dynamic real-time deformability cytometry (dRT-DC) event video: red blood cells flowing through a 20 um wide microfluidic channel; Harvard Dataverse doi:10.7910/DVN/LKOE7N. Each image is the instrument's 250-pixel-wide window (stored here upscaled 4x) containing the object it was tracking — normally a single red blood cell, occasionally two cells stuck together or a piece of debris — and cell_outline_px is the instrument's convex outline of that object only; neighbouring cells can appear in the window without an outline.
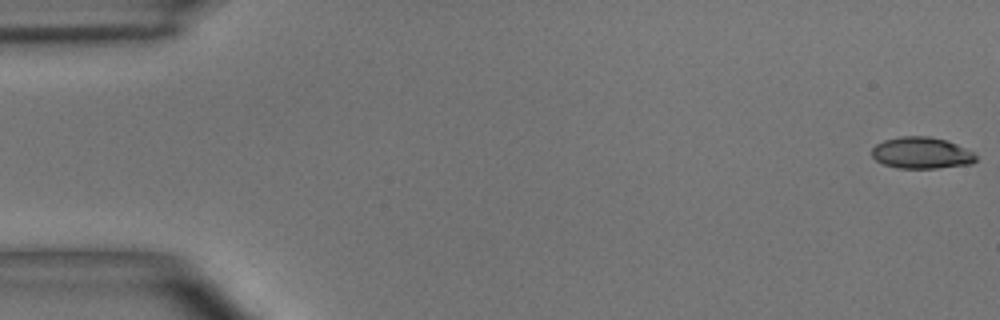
{"species": "common noctule bat (a hibernating species)", "species_latin": "Nyctalus noctula", "temperature_condition": "room temperature", "stored_images_in_passage": 55, "camera_frame_rate_fps": 3000, "um_per_image_px": 0.085, "animal": {"sex": "male", "body_mass_g": 15.6}, "frame": {"image": 1, "passage_image": 1, "time_ms": 0.0, "image_size_px": [1000, 320], "cell_outline_px": [[976, 160], [972, 164], [936, 168], [900, 168], [884, 164], [876, 160], [872, 156], [872, 148], [876, 144], [884, 140], [900, 136], [928, 136], [948, 140], [972, 152], [976, 156]], "centroid_in_image_um": [78.32, 12.99], "position_along_channel_um": 6.7, "area_um2": 19.07}}
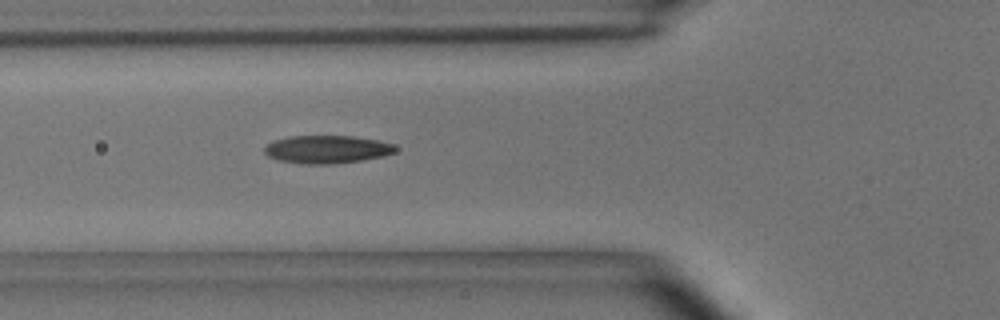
{"frame": {"image": 2, "passage_image": 20, "time_ms": 6.333, "image_size_px": [1000, 320], "cell_outline_px": [[396, 152], [384, 156], [360, 160], [332, 164], [300, 164], [280, 160], [268, 156], [264, 152], [264, 148], [272, 140], [288, 136], [352, 136], [376, 140], [392, 144], [396, 148]], "centroid_in_image_um": [27.75, 12.69], "position_along_channel_um": 98.0, "area_um2": 21.27}}
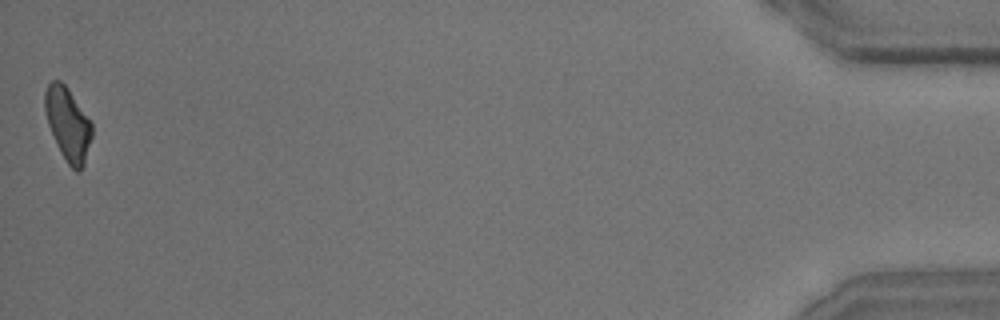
{"frame": {"image": 3, "passage_image": 55, "time_ms": 18.0, "image_size_px": [1000, 320], "cell_outline_px": [[92, 136], [84, 164], [80, 172], [76, 172], [68, 164], [60, 152], [48, 124], [44, 108], [44, 92], [48, 84], [52, 80], [60, 80], [68, 88], [92, 124]], "centroid_in_image_um": [5.76, 10.54], "position_along_channel_um": 429.4, "area_um2": 19.88}, "authors_computed_cell_mechanics": {"area_um2": 20.3456, "velocity_mm_per_s": 3.6285, "shape_relaxation_time_tau1_ms": 5.1474, "shape_relaxation_time_tau2_ms": 3.4981, "deformation_change_tau1": 0.1589, "deformation_change_tau2": 0.112}}